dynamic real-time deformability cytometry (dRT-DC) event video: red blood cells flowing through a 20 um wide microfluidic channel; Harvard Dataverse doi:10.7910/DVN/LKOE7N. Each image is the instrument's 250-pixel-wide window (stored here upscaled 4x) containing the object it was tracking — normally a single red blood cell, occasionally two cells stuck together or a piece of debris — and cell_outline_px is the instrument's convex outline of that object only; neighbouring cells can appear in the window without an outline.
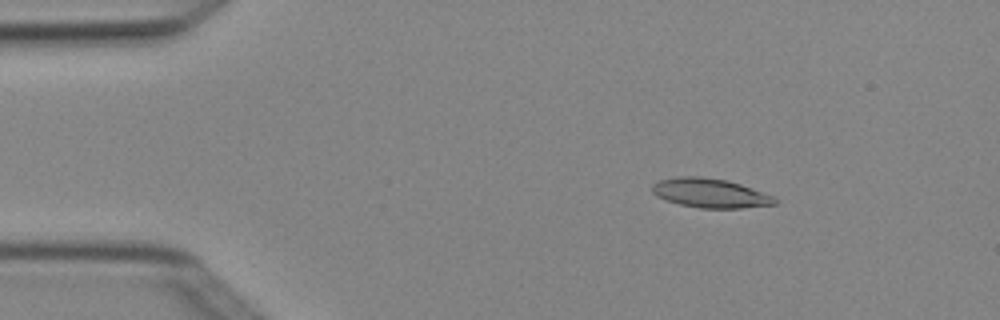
{"species": "Egyptian fruit bat (a non-hibernating species)", "species_latin": "Rousettus aegyptiacus", "temperature_condition": "cold", "stored_images_in_passage": 5, "camera_frame_rate_fps": 3000, "um_per_image_px": 0.085, "animal": {"sex": "female"}, "frame": {"image": 1, "passage_image": 3, "time_ms": 0.667, "image_size_px": [1000, 320], "cell_outline_px": [[776, 204], [740, 208], [700, 208], [680, 204], [656, 196], [652, 192], [652, 184], [660, 180], [676, 176], [700, 176], [728, 180], [740, 184], [772, 196], [776, 200]], "centroid_in_image_um": [60.32, 16.4], "position_along_channel_um": 24.7, "area_um2": 20.69}}
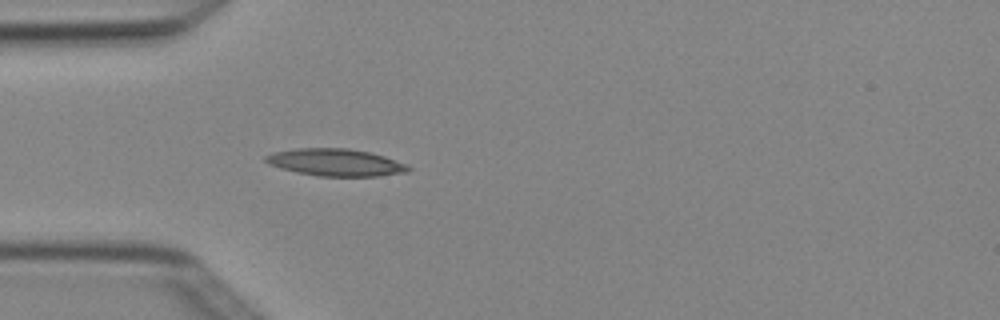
{"frame": {"image": 2, "passage_image": 5, "time_ms": 1.333, "image_size_px": [1000, 320], "cell_outline_px": [[412, 168], [408, 172], [380, 176], [320, 176], [280, 168], [268, 164], [264, 160], [264, 156], [276, 152], [296, 148], [348, 148], [372, 152], [408, 164]], "centroid_in_image_um": [28.58, 13.8], "position_along_channel_um": 56.4, "area_um2": 22.66}}